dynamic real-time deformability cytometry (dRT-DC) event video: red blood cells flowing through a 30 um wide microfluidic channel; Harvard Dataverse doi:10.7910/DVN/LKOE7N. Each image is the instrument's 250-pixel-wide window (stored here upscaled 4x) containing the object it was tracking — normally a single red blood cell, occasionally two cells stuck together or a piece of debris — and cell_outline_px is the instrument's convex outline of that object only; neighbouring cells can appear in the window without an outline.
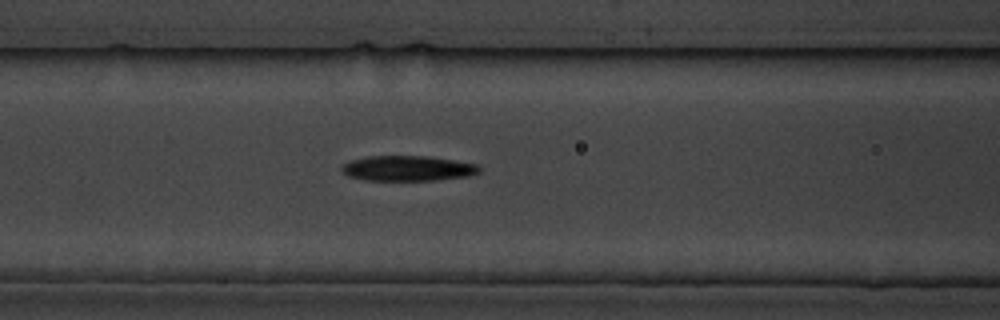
{"species": "common noctule bat (a hibernating species)", "species_latin": "Nyctalus noctula", "temperature_condition": "cold", "stored_images_in_passage": 7, "segment_of_instrument_passage": [2, 2], "camera_frame_rate_fps": 3000, "um_per_image_px": 0.085, "animal": {"sex": "male", "body_mass_g": 19.5, "forearm_length_mm": 54.6}, "frame": {"image": 1, "passage_image": 7, "time_ms": 8.0, "image_size_px": [1000, 320], "cell_outline_px": [[480, 172], [468, 176], [436, 180], [364, 180], [348, 176], [340, 168], [344, 164], [352, 160], [368, 156], [428, 156], [476, 164], [480, 168]], "centroid_in_image_um": [34.65, 14.31], "position_along_channel_um": 131.9, "area_um2": 20.06}}